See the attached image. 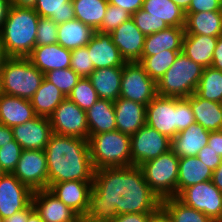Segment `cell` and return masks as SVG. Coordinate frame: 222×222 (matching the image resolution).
Instances as JSON below:
<instances>
[{
    "mask_svg": "<svg viewBox=\"0 0 222 222\" xmlns=\"http://www.w3.org/2000/svg\"><path fill=\"white\" fill-rule=\"evenodd\" d=\"M142 9L151 16L163 20L169 27L184 28L185 11L172 0H144Z\"/></svg>",
    "mask_w": 222,
    "mask_h": 222,
    "instance_id": "cell-33",
    "label": "cell"
},
{
    "mask_svg": "<svg viewBox=\"0 0 222 222\" xmlns=\"http://www.w3.org/2000/svg\"><path fill=\"white\" fill-rule=\"evenodd\" d=\"M95 30L76 18L58 24L57 43L66 49L74 50L86 46Z\"/></svg>",
    "mask_w": 222,
    "mask_h": 222,
    "instance_id": "cell-30",
    "label": "cell"
},
{
    "mask_svg": "<svg viewBox=\"0 0 222 222\" xmlns=\"http://www.w3.org/2000/svg\"><path fill=\"white\" fill-rule=\"evenodd\" d=\"M0 222H4V219L0 216Z\"/></svg>",
    "mask_w": 222,
    "mask_h": 222,
    "instance_id": "cell-64",
    "label": "cell"
},
{
    "mask_svg": "<svg viewBox=\"0 0 222 222\" xmlns=\"http://www.w3.org/2000/svg\"><path fill=\"white\" fill-rule=\"evenodd\" d=\"M213 171L196 156L179 158L177 195L191 185L212 179Z\"/></svg>",
    "mask_w": 222,
    "mask_h": 222,
    "instance_id": "cell-31",
    "label": "cell"
},
{
    "mask_svg": "<svg viewBox=\"0 0 222 222\" xmlns=\"http://www.w3.org/2000/svg\"><path fill=\"white\" fill-rule=\"evenodd\" d=\"M196 157L212 171H214L222 161V158L217 155L213 149L209 148L208 145L204 146Z\"/></svg>",
    "mask_w": 222,
    "mask_h": 222,
    "instance_id": "cell-47",
    "label": "cell"
},
{
    "mask_svg": "<svg viewBox=\"0 0 222 222\" xmlns=\"http://www.w3.org/2000/svg\"><path fill=\"white\" fill-rule=\"evenodd\" d=\"M33 191L12 173L0 177V216L3 219L25 209L32 200Z\"/></svg>",
    "mask_w": 222,
    "mask_h": 222,
    "instance_id": "cell-14",
    "label": "cell"
},
{
    "mask_svg": "<svg viewBox=\"0 0 222 222\" xmlns=\"http://www.w3.org/2000/svg\"><path fill=\"white\" fill-rule=\"evenodd\" d=\"M67 98L84 111L90 109L99 99L96 90L88 78H80Z\"/></svg>",
    "mask_w": 222,
    "mask_h": 222,
    "instance_id": "cell-39",
    "label": "cell"
},
{
    "mask_svg": "<svg viewBox=\"0 0 222 222\" xmlns=\"http://www.w3.org/2000/svg\"><path fill=\"white\" fill-rule=\"evenodd\" d=\"M219 13L222 16V0H220V4H219Z\"/></svg>",
    "mask_w": 222,
    "mask_h": 222,
    "instance_id": "cell-62",
    "label": "cell"
},
{
    "mask_svg": "<svg viewBox=\"0 0 222 222\" xmlns=\"http://www.w3.org/2000/svg\"><path fill=\"white\" fill-rule=\"evenodd\" d=\"M44 77L54 84L66 98L80 80V77L71 68L50 70L44 74Z\"/></svg>",
    "mask_w": 222,
    "mask_h": 222,
    "instance_id": "cell-40",
    "label": "cell"
},
{
    "mask_svg": "<svg viewBox=\"0 0 222 222\" xmlns=\"http://www.w3.org/2000/svg\"><path fill=\"white\" fill-rule=\"evenodd\" d=\"M91 162L95 170L131 166L130 136L119 130L89 137Z\"/></svg>",
    "mask_w": 222,
    "mask_h": 222,
    "instance_id": "cell-5",
    "label": "cell"
},
{
    "mask_svg": "<svg viewBox=\"0 0 222 222\" xmlns=\"http://www.w3.org/2000/svg\"><path fill=\"white\" fill-rule=\"evenodd\" d=\"M113 44L126 62L141 59L145 35L137 28L132 18L128 19L110 33Z\"/></svg>",
    "mask_w": 222,
    "mask_h": 222,
    "instance_id": "cell-17",
    "label": "cell"
},
{
    "mask_svg": "<svg viewBox=\"0 0 222 222\" xmlns=\"http://www.w3.org/2000/svg\"><path fill=\"white\" fill-rule=\"evenodd\" d=\"M176 198L186 206L203 212L213 222H222V192L211 180L184 188Z\"/></svg>",
    "mask_w": 222,
    "mask_h": 222,
    "instance_id": "cell-9",
    "label": "cell"
},
{
    "mask_svg": "<svg viewBox=\"0 0 222 222\" xmlns=\"http://www.w3.org/2000/svg\"><path fill=\"white\" fill-rule=\"evenodd\" d=\"M123 67L95 69L88 79L96 90L99 99L114 102L119 98Z\"/></svg>",
    "mask_w": 222,
    "mask_h": 222,
    "instance_id": "cell-24",
    "label": "cell"
},
{
    "mask_svg": "<svg viewBox=\"0 0 222 222\" xmlns=\"http://www.w3.org/2000/svg\"><path fill=\"white\" fill-rule=\"evenodd\" d=\"M10 6L11 0H0V30L6 19Z\"/></svg>",
    "mask_w": 222,
    "mask_h": 222,
    "instance_id": "cell-56",
    "label": "cell"
},
{
    "mask_svg": "<svg viewBox=\"0 0 222 222\" xmlns=\"http://www.w3.org/2000/svg\"><path fill=\"white\" fill-rule=\"evenodd\" d=\"M131 17L132 14H130L127 10L108 3L105 16L102 20V25L98 32L110 34Z\"/></svg>",
    "mask_w": 222,
    "mask_h": 222,
    "instance_id": "cell-41",
    "label": "cell"
},
{
    "mask_svg": "<svg viewBox=\"0 0 222 222\" xmlns=\"http://www.w3.org/2000/svg\"><path fill=\"white\" fill-rule=\"evenodd\" d=\"M210 131L197 122L183 129L171 140V150L179 157H194L208 144Z\"/></svg>",
    "mask_w": 222,
    "mask_h": 222,
    "instance_id": "cell-22",
    "label": "cell"
},
{
    "mask_svg": "<svg viewBox=\"0 0 222 222\" xmlns=\"http://www.w3.org/2000/svg\"><path fill=\"white\" fill-rule=\"evenodd\" d=\"M156 96V82L149 77L142 65L138 61L126 62L119 97L147 106Z\"/></svg>",
    "mask_w": 222,
    "mask_h": 222,
    "instance_id": "cell-8",
    "label": "cell"
},
{
    "mask_svg": "<svg viewBox=\"0 0 222 222\" xmlns=\"http://www.w3.org/2000/svg\"><path fill=\"white\" fill-rule=\"evenodd\" d=\"M57 32L58 24L50 18L40 17L36 35V46L57 43Z\"/></svg>",
    "mask_w": 222,
    "mask_h": 222,
    "instance_id": "cell-44",
    "label": "cell"
},
{
    "mask_svg": "<svg viewBox=\"0 0 222 222\" xmlns=\"http://www.w3.org/2000/svg\"><path fill=\"white\" fill-rule=\"evenodd\" d=\"M218 37L205 35H184L182 53L188 58L207 68L212 65L213 53Z\"/></svg>",
    "mask_w": 222,
    "mask_h": 222,
    "instance_id": "cell-25",
    "label": "cell"
},
{
    "mask_svg": "<svg viewBox=\"0 0 222 222\" xmlns=\"http://www.w3.org/2000/svg\"><path fill=\"white\" fill-rule=\"evenodd\" d=\"M65 98L63 93L44 77L30 101L37 116L49 118Z\"/></svg>",
    "mask_w": 222,
    "mask_h": 222,
    "instance_id": "cell-32",
    "label": "cell"
},
{
    "mask_svg": "<svg viewBox=\"0 0 222 222\" xmlns=\"http://www.w3.org/2000/svg\"><path fill=\"white\" fill-rule=\"evenodd\" d=\"M92 183L77 180L63 181L51 184L48 189L83 219L88 211Z\"/></svg>",
    "mask_w": 222,
    "mask_h": 222,
    "instance_id": "cell-18",
    "label": "cell"
},
{
    "mask_svg": "<svg viewBox=\"0 0 222 222\" xmlns=\"http://www.w3.org/2000/svg\"><path fill=\"white\" fill-rule=\"evenodd\" d=\"M151 222H172L168 216L160 209L152 218Z\"/></svg>",
    "mask_w": 222,
    "mask_h": 222,
    "instance_id": "cell-58",
    "label": "cell"
},
{
    "mask_svg": "<svg viewBox=\"0 0 222 222\" xmlns=\"http://www.w3.org/2000/svg\"><path fill=\"white\" fill-rule=\"evenodd\" d=\"M116 130L132 136L146 124V106L119 97L114 101Z\"/></svg>",
    "mask_w": 222,
    "mask_h": 222,
    "instance_id": "cell-20",
    "label": "cell"
},
{
    "mask_svg": "<svg viewBox=\"0 0 222 222\" xmlns=\"http://www.w3.org/2000/svg\"><path fill=\"white\" fill-rule=\"evenodd\" d=\"M48 166V187L63 181L93 182L88 140L52 133L45 147Z\"/></svg>",
    "mask_w": 222,
    "mask_h": 222,
    "instance_id": "cell-2",
    "label": "cell"
},
{
    "mask_svg": "<svg viewBox=\"0 0 222 222\" xmlns=\"http://www.w3.org/2000/svg\"><path fill=\"white\" fill-rule=\"evenodd\" d=\"M14 140L23 150H45L52 135L50 119L37 116L24 124L12 127Z\"/></svg>",
    "mask_w": 222,
    "mask_h": 222,
    "instance_id": "cell-16",
    "label": "cell"
},
{
    "mask_svg": "<svg viewBox=\"0 0 222 222\" xmlns=\"http://www.w3.org/2000/svg\"><path fill=\"white\" fill-rule=\"evenodd\" d=\"M220 0H191L185 13L219 11Z\"/></svg>",
    "mask_w": 222,
    "mask_h": 222,
    "instance_id": "cell-48",
    "label": "cell"
},
{
    "mask_svg": "<svg viewBox=\"0 0 222 222\" xmlns=\"http://www.w3.org/2000/svg\"><path fill=\"white\" fill-rule=\"evenodd\" d=\"M131 18L134 20L137 28L145 36L154 34L169 27L163 20L151 16V14L147 13L142 8L132 14Z\"/></svg>",
    "mask_w": 222,
    "mask_h": 222,
    "instance_id": "cell-42",
    "label": "cell"
},
{
    "mask_svg": "<svg viewBox=\"0 0 222 222\" xmlns=\"http://www.w3.org/2000/svg\"><path fill=\"white\" fill-rule=\"evenodd\" d=\"M32 191L48 188V166L44 150H22L12 173Z\"/></svg>",
    "mask_w": 222,
    "mask_h": 222,
    "instance_id": "cell-12",
    "label": "cell"
},
{
    "mask_svg": "<svg viewBox=\"0 0 222 222\" xmlns=\"http://www.w3.org/2000/svg\"><path fill=\"white\" fill-rule=\"evenodd\" d=\"M8 58L4 46L0 40V70L2 69V67L4 66V63L6 61V59Z\"/></svg>",
    "mask_w": 222,
    "mask_h": 222,
    "instance_id": "cell-59",
    "label": "cell"
},
{
    "mask_svg": "<svg viewBox=\"0 0 222 222\" xmlns=\"http://www.w3.org/2000/svg\"><path fill=\"white\" fill-rule=\"evenodd\" d=\"M211 181L222 192V161L220 165L213 171Z\"/></svg>",
    "mask_w": 222,
    "mask_h": 222,
    "instance_id": "cell-55",
    "label": "cell"
},
{
    "mask_svg": "<svg viewBox=\"0 0 222 222\" xmlns=\"http://www.w3.org/2000/svg\"><path fill=\"white\" fill-rule=\"evenodd\" d=\"M89 137L95 134L116 130V118L114 102L98 99L96 103L86 111Z\"/></svg>",
    "mask_w": 222,
    "mask_h": 222,
    "instance_id": "cell-29",
    "label": "cell"
},
{
    "mask_svg": "<svg viewBox=\"0 0 222 222\" xmlns=\"http://www.w3.org/2000/svg\"><path fill=\"white\" fill-rule=\"evenodd\" d=\"M33 210V205L30 203L25 209L14 213L11 217L4 219V222H27L28 214Z\"/></svg>",
    "mask_w": 222,
    "mask_h": 222,
    "instance_id": "cell-52",
    "label": "cell"
},
{
    "mask_svg": "<svg viewBox=\"0 0 222 222\" xmlns=\"http://www.w3.org/2000/svg\"><path fill=\"white\" fill-rule=\"evenodd\" d=\"M204 67L180 52L174 63L156 83L157 95L187 98L197 89Z\"/></svg>",
    "mask_w": 222,
    "mask_h": 222,
    "instance_id": "cell-6",
    "label": "cell"
},
{
    "mask_svg": "<svg viewBox=\"0 0 222 222\" xmlns=\"http://www.w3.org/2000/svg\"><path fill=\"white\" fill-rule=\"evenodd\" d=\"M156 213H125L117 215L112 222H151Z\"/></svg>",
    "mask_w": 222,
    "mask_h": 222,
    "instance_id": "cell-49",
    "label": "cell"
},
{
    "mask_svg": "<svg viewBox=\"0 0 222 222\" xmlns=\"http://www.w3.org/2000/svg\"><path fill=\"white\" fill-rule=\"evenodd\" d=\"M86 47L94 69L123 67L126 63L118 48L113 44L111 35L108 33L95 31Z\"/></svg>",
    "mask_w": 222,
    "mask_h": 222,
    "instance_id": "cell-19",
    "label": "cell"
},
{
    "mask_svg": "<svg viewBox=\"0 0 222 222\" xmlns=\"http://www.w3.org/2000/svg\"><path fill=\"white\" fill-rule=\"evenodd\" d=\"M130 140L131 166H140L171 150V139L147 124L130 136Z\"/></svg>",
    "mask_w": 222,
    "mask_h": 222,
    "instance_id": "cell-10",
    "label": "cell"
},
{
    "mask_svg": "<svg viewBox=\"0 0 222 222\" xmlns=\"http://www.w3.org/2000/svg\"><path fill=\"white\" fill-rule=\"evenodd\" d=\"M161 200L151 190L139 166L94 171L89 207L83 222H112L125 213H157Z\"/></svg>",
    "mask_w": 222,
    "mask_h": 222,
    "instance_id": "cell-1",
    "label": "cell"
},
{
    "mask_svg": "<svg viewBox=\"0 0 222 222\" xmlns=\"http://www.w3.org/2000/svg\"><path fill=\"white\" fill-rule=\"evenodd\" d=\"M22 150V147L15 140L0 148V164L5 173H13Z\"/></svg>",
    "mask_w": 222,
    "mask_h": 222,
    "instance_id": "cell-45",
    "label": "cell"
},
{
    "mask_svg": "<svg viewBox=\"0 0 222 222\" xmlns=\"http://www.w3.org/2000/svg\"><path fill=\"white\" fill-rule=\"evenodd\" d=\"M178 7L186 11L189 8L191 0H172Z\"/></svg>",
    "mask_w": 222,
    "mask_h": 222,
    "instance_id": "cell-60",
    "label": "cell"
},
{
    "mask_svg": "<svg viewBox=\"0 0 222 222\" xmlns=\"http://www.w3.org/2000/svg\"><path fill=\"white\" fill-rule=\"evenodd\" d=\"M75 18L98 31L105 16L107 0H72Z\"/></svg>",
    "mask_w": 222,
    "mask_h": 222,
    "instance_id": "cell-34",
    "label": "cell"
},
{
    "mask_svg": "<svg viewBox=\"0 0 222 222\" xmlns=\"http://www.w3.org/2000/svg\"><path fill=\"white\" fill-rule=\"evenodd\" d=\"M211 66L222 71V35L218 37V42L213 53V61Z\"/></svg>",
    "mask_w": 222,
    "mask_h": 222,
    "instance_id": "cell-53",
    "label": "cell"
},
{
    "mask_svg": "<svg viewBox=\"0 0 222 222\" xmlns=\"http://www.w3.org/2000/svg\"><path fill=\"white\" fill-rule=\"evenodd\" d=\"M139 167L145 181L160 200L177 196L179 157L172 150Z\"/></svg>",
    "mask_w": 222,
    "mask_h": 222,
    "instance_id": "cell-7",
    "label": "cell"
},
{
    "mask_svg": "<svg viewBox=\"0 0 222 222\" xmlns=\"http://www.w3.org/2000/svg\"><path fill=\"white\" fill-rule=\"evenodd\" d=\"M195 93L203 99L222 104V71L212 66L204 68Z\"/></svg>",
    "mask_w": 222,
    "mask_h": 222,
    "instance_id": "cell-37",
    "label": "cell"
},
{
    "mask_svg": "<svg viewBox=\"0 0 222 222\" xmlns=\"http://www.w3.org/2000/svg\"><path fill=\"white\" fill-rule=\"evenodd\" d=\"M184 35H222V16L219 11L185 13Z\"/></svg>",
    "mask_w": 222,
    "mask_h": 222,
    "instance_id": "cell-28",
    "label": "cell"
},
{
    "mask_svg": "<svg viewBox=\"0 0 222 222\" xmlns=\"http://www.w3.org/2000/svg\"><path fill=\"white\" fill-rule=\"evenodd\" d=\"M40 16L34 9L10 6L0 30V40L8 57H28L36 47Z\"/></svg>",
    "mask_w": 222,
    "mask_h": 222,
    "instance_id": "cell-3",
    "label": "cell"
},
{
    "mask_svg": "<svg viewBox=\"0 0 222 222\" xmlns=\"http://www.w3.org/2000/svg\"><path fill=\"white\" fill-rule=\"evenodd\" d=\"M180 52L182 51L164 50L153 56H141L138 62L149 77L157 83L174 63L175 58Z\"/></svg>",
    "mask_w": 222,
    "mask_h": 222,
    "instance_id": "cell-38",
    "label": "cell"
},
{
    "mask_svg": "<svg viewBox=\"0 0 222 222\" xmlns=\"http://www.w3.org/2000/svg\"><path fill=\"white\" fill-rule=\"evenodd\" d=\"M146 124L172 140L178 133V98L157 95L146 106Z\"/></svg>",
    "mask_w": 222,
    "mask_h": 222,
    "instance_id": "cell-13",
    "label": "cell"
},
{
    "mask_svg": "<svg viewBox=\"0 0 222 222\" xmlns=\"http://www.w3.org/2000/svg\"><path fill=\"white\" fill-rule=\"evenodd\" d=\"M35 117L30 100L0 93V124L13 127Z\"/></svg>",
    "mask_w": 222,
    "mask_h": 222,
    "instance_id": "cell-23",
    "label": "cell"
},
{
    "mask_svg": "<svg viewBox=\"0 0 222 222\" xmlns=\"http://www.w3.org/2000/svg\"><path fill=\"white\" fill-rule=\"evenodd\" d=\"M4 174H5V171L3 170V168L1 167V164H0V177Z\"/></svg>",
    "mask_w": 222,
    "mask_h": 222,
    "instance_id": "cell-63",
    "label": "cell"
},
{
    "mask_svg": "<svg viewBox=\"0 0 222 222\" xmlns=\"http://www.w3.org/2000/svg\"><path fill=\"white\" fill-rule=\"evenodd\" d=\"M27 222H44L39 215L36 213V211L33 209L29 214L27 218Z\"/></svg>",
    "mask_w": 222,
    "mask_h": 222,
    "instance_id": "cell-61",
    "label": "cell"
},
{
    "mask_svg": "<svg viewBox=\"0 0 222 222\" xmlns=\"http://www.w3.org/2000/svg\"><path fill=\"white\" fill-rule=\"evenodd\" d=\"M49 119L53 133L89 139L86 111L68 98L58 105Z\"/></svg>",
    "mask_w": 222,
    "mask_h": 222,
    "instance_id": "cell-11",
    "label": "cell"
},
{
    "mask_svg": "<svg viewBox=\"0 0 222 222\" xmlns=\"http://www.w3.org/2000/svg\"><path fill=\"white\" fill-rule=\"evenodd\" d=\"M13 140L14 137L12 127L0 124V148L3 147V145L5 144H9V142Z\"/></svg>",
    "mask_w": 222,
    "mask_h": 222,
    "instance_id": "cell-54",
    "label": "cell"
},
{
    "mask_svg": "<svg viewBox=\"0 0 222 222\" xmlns=\"http://www.w3.org/2000/svg\"><path fill=\"white\" fill-rule=\"evenodd\" d=\"M184 28L168 27L145 36L142 56H153L164 50L182 51Z\"/></svg>",
    "mask_w": 222,
    "mask_h": 222,
    "instance_id": "cell-26",
    "label": "cell"
},
{
    "mask_svg": "<svg viewBox=\"0 0 222 222\" xmlns=\"http://www.w3.org/2000/svg\"><path fill=\"white\" fill-rule=\"evenodd\" d=\"M161 210L172 222H213L203 212L186 206L176 197L162 199Z\"/></svg>",
    "mask_w": 222,
    "mask_h": 222,
    "instance_id": "cell-35",
    "label": "cell"
},
{
    "mask_svg": "<svg viewBox=\"0 0 222 222\" xmlns=\"http://www.w3.org/2000/svg\"><path fill=\"white\" fill-rule=\"evenodd\" d=\"M33 209L44 222H82V218L48 188L33 191Z\"/></svg>",
    "mask_w": 222,
    "mask_h": 222,
    "instance_id": "cell-15",
    "label": "cell"
},
{
    "mask_svg": "<svg viewBox=\"0 0 222 222\" xmlns=\"http://www.w3.org/2000/svg\"><path fill=\"white\" fill-rule=\"evenodd\" d=\"M207 145L222 158V130L210 132Z\"/></svg>",
    "mask_w": 222,
    "mask_h": 222,
    "instance_id": "cell-51",
    "label": "cell"
},
{
    "mask_svg": "<svg viewBox=\"0 0 222 222\" xmlns=\"http://www.w3.org/2000/svg\"><path fill=\"white\" fill-rule=\"evenodd\" d=\"M43 78L28 57H8L0 70V93L30 100Z\"/></svg>",
    "mask_w": 222,
    "mask_h": 222,
    "instance_id": "cell-4",
    "label": "cell"
},
{
    "mask_svg": "<svg viewBox=\"0 0 222 222\" xmlns=\"http://www.w3.org/2000/svg\"><path fill=\"white\" fill-rule=\"evenodd\" d=\"M109 4L121 7L130 14H134L142 8L144 0H107Z\"/></svg>",
    "mask_w": 222,
    "mask_h": 222,
    "instance_id": "cell-50",
    "label": "cell"
},
{
    "mask_svg": "<svg viewBox=\"0 0 222 222\" xmlns=\"http://www.w3.org/2000/svg\"><path fill=\"white\" fill-rule=\"evenodd\" d=\"M34 10L40 17L50 18L56 24L75 18L72 0H37Z\"/></svg>",
    "mask_w": 222,
    "mask_h": 222,
    "instance_id": "cell-36",
    "label": "cell"
},
{
    "mask_svg": "<svg viewBox=\"0 0 222 222\" xmlns=\"http://www.w3.org/2000/svg\"><path fill=\"white\" fill-rule=\"evenodd\" d=\"M37 0H11L12 6L34 9Z\"/></svg>",
    "mask_w": 222,
    "mask_h": 222,
    "instance_id": "cell-57",
    "label": "cell"
},
{
    "mask_svg": "<svg viewBox=\"0 0 222 222\" xmlns=\"http://www.w3.org/2000/svg\"><path fill=\"white\" fill-rule=\"evenodd\" d=\"M70 68L80 78H88L95 70L86 46L72 50Z\"/></svg>",
    "mask_w": 222,
    "mask_h": 222,
    "instance_id": "cell-43",
    "label": "cell"
},
{
    "mask_svg": "<svg viewBox=\"0 0 222 222\" xmlns=\"http://www.w3.org/2000/svg\"><path fill=\"white\" fill-rule=\"evenodd\" d=\"M71 52L58 43L42 45L34 47L28 59L45 74L50 70L70 68Z\"/></svg>",
    "mask_w": 222,
    "mask_h": 222,
    "instance_id": "cell-21",
    "label": "cell"
},
{
    "mask_svg": "<svg viewBox=\"0 0 222 222\" xmlns=\"http://www.w3.org/2000/svg\"><path fill=\"white\" fill-rule=\"evenodd\" d=\"M195 122V116L190 105V96L178 98V132Z\"/></svg>",
    "mask_w": 222,
    "mask_h": 222,
    "instance_id": "cell-46",
    "label": "cell"
},
{
    "mask_svg": "<svg viewBox=\"0 0 222 222\" xmlns=\"http://www.w3.org/2000/svg\"><path fill=\"white\" fill-rule=\"evenodd\" d=\"M195 121L207 131L222 130V104L203 99L195 92L190 96Z\"/></svg>",
    "mask_w": 222,
    "mask_h": 222,
    "instance_id": "cell-27",
    "label": "cell"
}]
</instances>
